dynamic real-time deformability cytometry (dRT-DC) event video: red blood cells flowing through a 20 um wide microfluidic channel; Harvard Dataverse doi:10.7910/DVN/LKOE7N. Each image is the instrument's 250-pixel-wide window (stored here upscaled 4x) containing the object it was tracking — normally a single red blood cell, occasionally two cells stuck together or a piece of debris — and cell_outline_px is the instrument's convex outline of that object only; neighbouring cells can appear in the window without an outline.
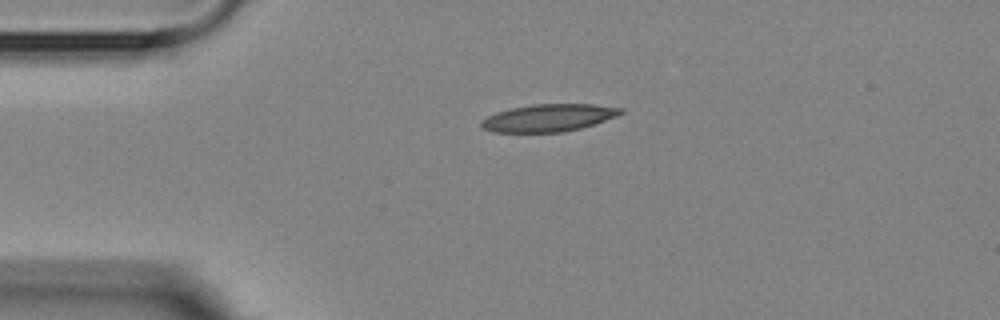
{"species": "Egyptian fruit bat (a non-hibernating species)", "species_latin": "Rousettus aegyptiacus", "temperature_condition": "room temperature", "stored_images_in_passage": 2, "camera_frame_rate_fps": 3000, "um_per_image_px": 0.085, "animal": {"sex": "female"}, "frame": {"image": 1, "passage_image": 1, "time_ms": 0.0, "image_size_px": [1000, 320], "cell_outline_px": [[624, 112], [616, 116], [580, 128], [560, 132], [492, 132], [484, 128], [480, 124], [480, 120], [496, 112], [512, 108], [532, 104], [592, 104], [624, 108]], "centroid_in_image_um": [46.61, 10.01], "position_along_channel_um": 38.4, "area_um2": 22.08}}